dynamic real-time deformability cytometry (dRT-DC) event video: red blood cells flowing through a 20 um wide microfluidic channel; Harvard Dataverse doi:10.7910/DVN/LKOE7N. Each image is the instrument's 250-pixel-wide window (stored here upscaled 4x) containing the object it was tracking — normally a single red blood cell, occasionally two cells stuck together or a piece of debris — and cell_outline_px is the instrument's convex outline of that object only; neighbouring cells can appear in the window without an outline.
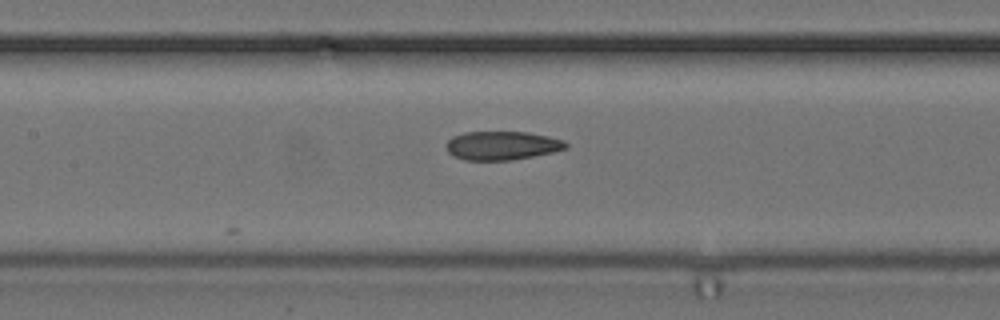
{"species": "common noctule bat (a hibernating species)", "species_latin": "Nyctalus noctula", "temperature_condition": "cold", "stored_images_in_passage": 7, "camera_frame_rate_fps": 3000, "um_per_image_px": 0.085, "animal": {"sex": "female", "body_mass_g": 24.6, "forearm_length_mm": 56.2}, "frame": {"image": 1, "passage_image": 7, "time_ms": 2.0, "image_size_px": [1000, 320], "cell_outline_px": [[568, 148], [552, 152], [512, 160], [464, 160], [452, 156], [448, 152], [444, 144], [452, 136], [464, 132], [528, 132], [548, 136], [564, 140], [568, 144]], "centroid_in_image_um": [42.64, 12.37], "position_along_channel_um": 164.8, "area_um2": 20.17}}